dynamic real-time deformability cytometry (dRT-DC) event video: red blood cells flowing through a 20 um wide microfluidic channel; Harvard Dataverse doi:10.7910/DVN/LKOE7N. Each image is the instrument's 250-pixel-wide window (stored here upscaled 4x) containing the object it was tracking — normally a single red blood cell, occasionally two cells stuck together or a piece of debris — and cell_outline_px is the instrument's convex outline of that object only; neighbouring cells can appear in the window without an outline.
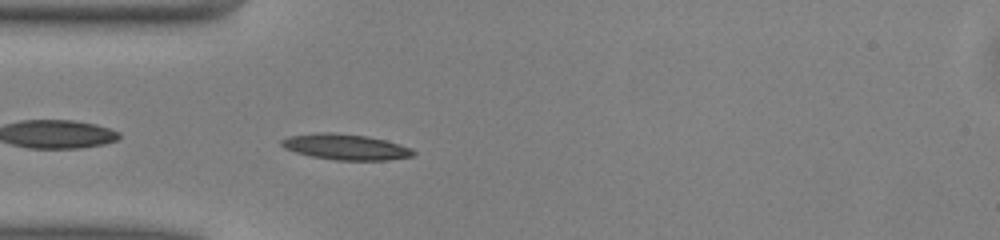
{"species": "common noctule bat (a hibernating species)", "species_latin": "Nyctalus noctula", "temperature_condition": "warm", "stored_images_in_passage": 38, "camera_frame_rate_fps": 3000, "um_per_image_px": 0.085, "animal": {"sex": "male", "body_mass_g": 13.0, "forearm_length_mm": 53.1}, "frame": {"image": 1, "passage_image": 2, "time_ms": 0.333, "image_size_px": [1000, 240], "cell_outline_px": [[416, 152], [412, 156], [388, 160], [336, 160], [312, 156], [296, 152], [284, 148], [280, 144], [280, 140], [288, 136], [316, 132], [336, 132], [368, 136], [400, 144], [412, 148]], "centroid_in_image_um": [29.36, 12.47], "position_along_channel_um": 55.6, "area_um2": 19.88}}
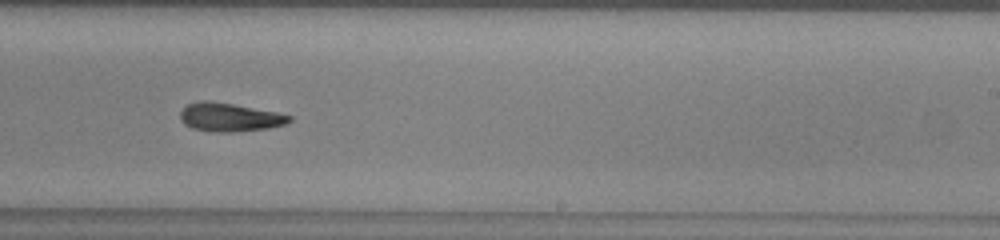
{"frame": {"image": 2, "passage_image": 18, "time_ms": 5.667, "image_size_px": [1000, 240], "cell_outline_px": [[292, 120], [288, 124], [268, 128], [232, 132], [216, 132], [192, 128], [184, 124], [180, 120], [180, 112], [188, 104], [200, 100], [208, 100], [232, 104], [276, 112], [292, 116]], "centroid_in_image_um": [19.52, 9.97], "position_along_channel_um": 269.5, "area_um2": 18.09}}
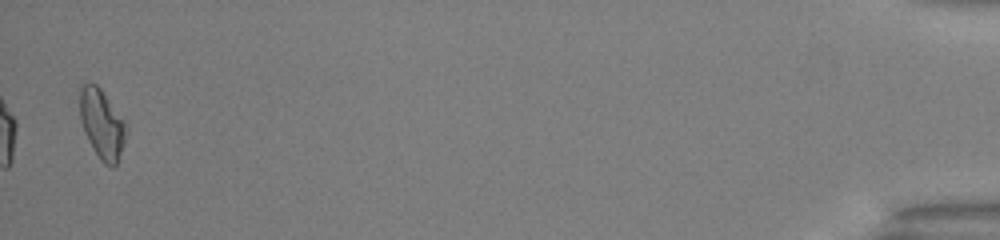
{"frame": {"image": 3, "passage_image": 37, "time_ms": 12.0, "image_size_px": [1000, 240], "cell_outline_px": [[128, 128], [124, 144], [116, 164], [112, 168], [104, 164], [100, 160], [88, 140], [84, 132], [80, 120], [80, 84], [96, 84], [100, 88], [128, 124]], "centroid_in_image_um": [8.68, 10.55], "position_along_channel_um": 426.5, "area_um2": 18.84}, "authors_computed_cell_mechanics": {"area_um2": 18.2648, "velocity_mm_per_s": 4.0747, "shape_relaxation_time_tau1_ms": 6.7516, "shape_relaxation_time_tau2_ms": null, "deformation_change_tau1": 0.1755, "deformation_change_tau2": null}}